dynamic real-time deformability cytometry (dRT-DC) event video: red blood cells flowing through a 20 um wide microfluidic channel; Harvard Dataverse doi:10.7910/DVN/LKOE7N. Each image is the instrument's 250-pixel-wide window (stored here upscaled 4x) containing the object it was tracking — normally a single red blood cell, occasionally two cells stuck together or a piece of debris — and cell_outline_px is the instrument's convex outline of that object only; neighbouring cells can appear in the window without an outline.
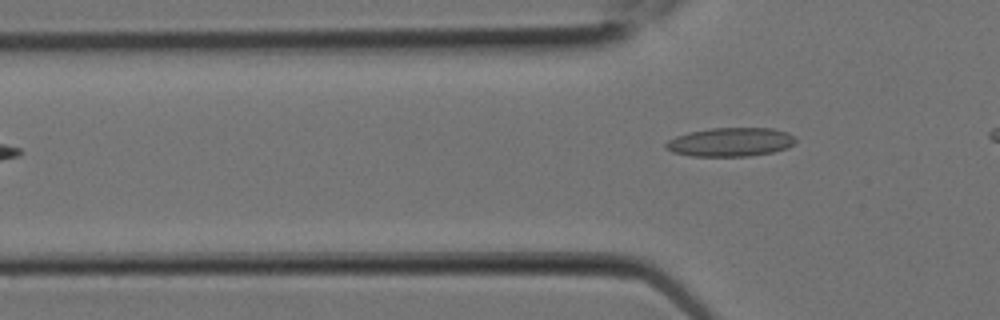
{"species": "Egyptian fruit bat (a non-hibernating species)", "species_latin": "Rousettus aegyptiacus", "temperature_condition": "room temperature", "stored_images_in_passage": 3, "camera_frame_rate_fps": 3000, "um_per_image_px": 0.085, "animal": {"sex": "female"}, "frame": {"image": 1, "passage_image": 3, "time_ms": 0.667, "image_size_px": [1000, 320], "cell_outline_px": [[796, 144], [788, 148], [772, 152], [748, 156], [692, 156], [672, 152], [664, 148], [664, 144], [668, 140], [676, 136], [688, 132], [712, 128], [772, 128], [788, 132], [796, 136]], "centroid_in_image_um": [62.11, 12.07], "position_along_channel_um": 63.7, "area_um2": 22.02}}